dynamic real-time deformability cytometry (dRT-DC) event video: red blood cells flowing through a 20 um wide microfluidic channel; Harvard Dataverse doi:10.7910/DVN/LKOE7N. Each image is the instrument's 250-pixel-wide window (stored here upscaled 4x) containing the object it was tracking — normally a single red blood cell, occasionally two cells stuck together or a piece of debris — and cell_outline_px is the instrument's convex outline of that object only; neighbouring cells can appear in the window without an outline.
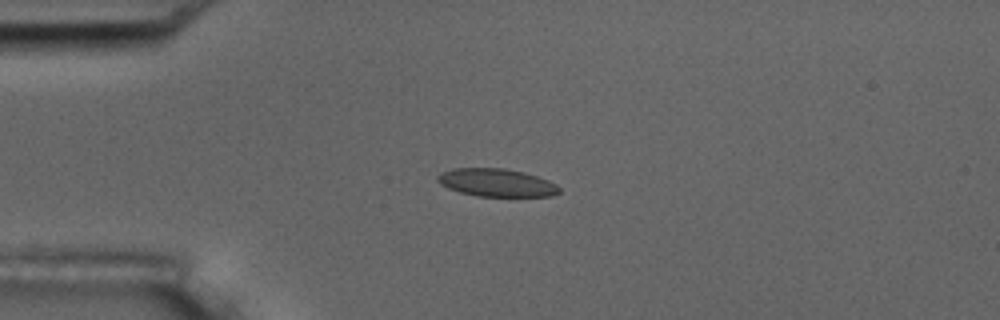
{"species": "common noctule bat (a hibernating species)", "species_latin": "Nyctalus noctula", "temperature_condition": "room temperature", "stored_images_in_passage": 5, "camera_frame_rate_fps": 3000, "um_per_image_px": 0.085, "animal": {"sex": "male", "body_mass_g": 17.5, "forearm_length_mm": 52.3}, "frame": {"image": 1, "passage_image": 3, "time_ms": 2.333, "image_size_px": [1000, 320], "cell_outline_px": [[560, 192], [552, 196], [476, 196], [460, 192], [448, 188], [440, 184], [436, 180], [436, 176], [440, 172], [452, 168], [504, 168], [524, 172], [548, 180], [556, 184], [560, 188]], "centroid_in_image_um": [42.17, 15.52], "position_along_channel_um": 42.8, "area_um2": 19.88}}